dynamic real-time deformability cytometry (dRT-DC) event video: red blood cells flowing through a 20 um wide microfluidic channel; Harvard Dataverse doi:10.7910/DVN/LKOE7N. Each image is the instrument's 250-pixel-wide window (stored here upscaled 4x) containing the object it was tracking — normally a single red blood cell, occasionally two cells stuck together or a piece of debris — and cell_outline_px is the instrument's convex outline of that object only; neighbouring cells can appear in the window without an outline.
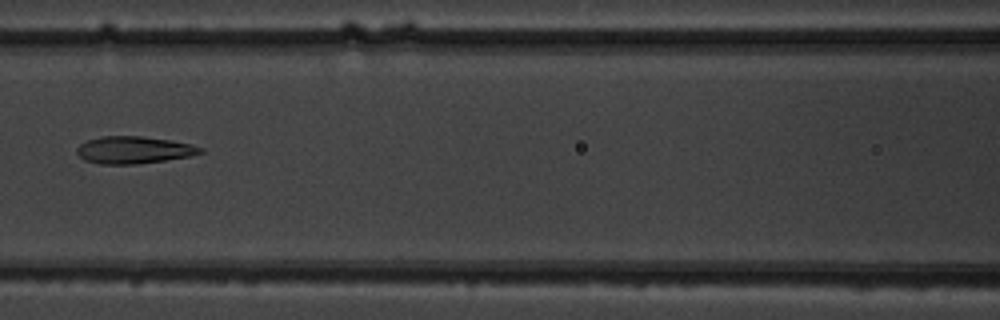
{"species": "common noctule bat (a hibernating species)", "species_latin": "Nyctalus noctula", "temperature_condition": "warm", "stored_images_in_passage": 3, "camera_frame_rate_fps": 3000, "um_per_image_px": 0.085, "animal": {"sex": "male", "body_mass_g": 19.5, "forearm_length_mm": 54.6}, "frame": {"image": 1, "passage_image": 3, "time_ms": 2.333, "image_size_px": [1000, 320], "cell_outline_px": [[204, 152], [192, 156], [136, 164], [100, 164], [84, 160], [76, 152], [76, 148], [80, 144], [88, 140], [100, 136], [140, 136], [168, 140], [192, 144], [204, 148]], "centroid_in_image_um": [11.38, 12.75], "position_along_channel_um": 155.2, "area_um2": 19.59}}